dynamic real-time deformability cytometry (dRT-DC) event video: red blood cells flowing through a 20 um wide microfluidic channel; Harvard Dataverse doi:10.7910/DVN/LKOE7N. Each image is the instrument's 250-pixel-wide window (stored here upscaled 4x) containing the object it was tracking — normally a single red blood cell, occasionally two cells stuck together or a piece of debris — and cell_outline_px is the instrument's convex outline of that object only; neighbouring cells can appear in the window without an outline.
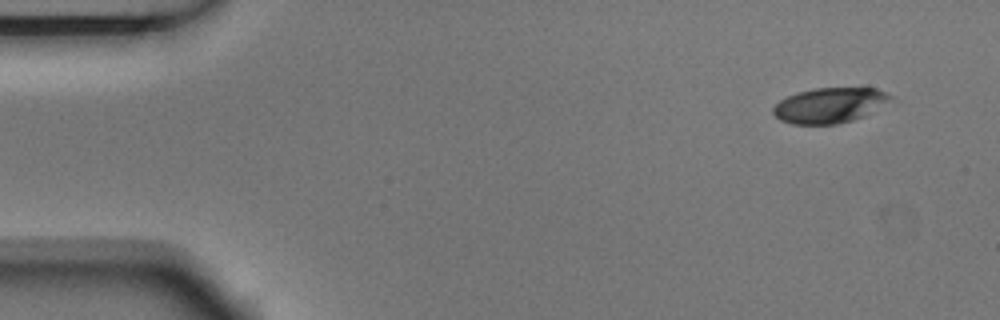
{"species": "Egyptian fruit bat (a non-hibernating species)", "species_latin": "Rousettus aegyptiacus", "temperature_condition": "room temperature", "stored_images_in_passage": 5, "camera_frame_rate_fps": 3000, "um_per_image_px": 0.085, "animal": {"sex": "male"}, "frame": {"image": 1, "passage_image": 1, "time_ms": 0.0, "image_size_px": [1000, 320], "cell_outline_px": [[896, 96], [864, 116], [852, 120], [836, 124], [792, 124], [780, 120], [772, 112], [772, 108], [780, 100], [788, 96], [800, 92], [816, 88], [876, 88]], "centroid_in_image_um": [70.52, 8.95], "position_along_channel_um": 14.5, "area_um2": 23.87}}
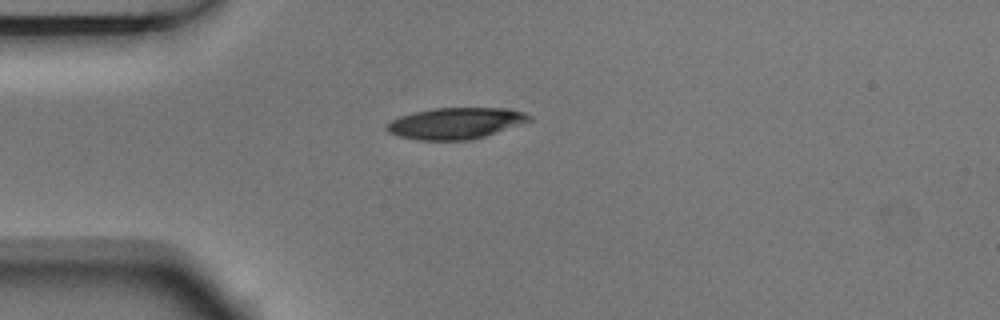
{"frame": {"image": 2, "passage_image": 4, "time_ms": 1.0, "image_size_px": [1000, 320], "cell_outline_px": [[532, 120], [524, 124], [472, 140], [416, 140], [396, 136], [388, 132], [384, 128], [392, 120], [400, 116], [416, 112], [436, 108], [508, 108], [524, 112], [532, 116]], "centroid_in_image_um": [38.76, 10.49], "position_along_channel_um": 46.2, "area_um2": 26.18}}